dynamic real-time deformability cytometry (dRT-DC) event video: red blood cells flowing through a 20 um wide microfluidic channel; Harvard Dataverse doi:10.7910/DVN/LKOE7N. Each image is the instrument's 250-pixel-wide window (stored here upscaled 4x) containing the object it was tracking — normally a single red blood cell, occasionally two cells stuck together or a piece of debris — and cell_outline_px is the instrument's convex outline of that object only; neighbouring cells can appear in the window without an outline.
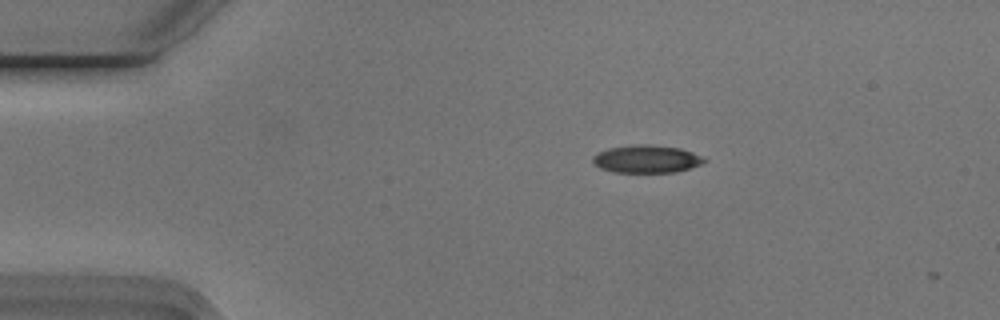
{"species": "Egyptian fruit bat (a non-hibernating species)", "species_latin": "Rousettus aegyptiacus", "temperature_condition": "cold", "stored_images_in_passage": 4, "camera_frame_rate_fps": 3000, "um_per_image_px": 0.085, "animal": {"sex": "male"}, "frame": {"image": 1, "passage_image": 2, "time_ms": 0.333, "image_size_px": [1000, 320], "cell_outline_px": [[708, 160], [700, 164], [676, 172], [612, 172], [600, 168], [592, 160], [592, 156], [596, 152], [608, 148], [636, 144], [644, 144], [680, 148], [692, 152]], "centroid_in_image_um": [54.91, 13.51], "position_along_channel_um": 30.1, "area_um2": 17.92}}